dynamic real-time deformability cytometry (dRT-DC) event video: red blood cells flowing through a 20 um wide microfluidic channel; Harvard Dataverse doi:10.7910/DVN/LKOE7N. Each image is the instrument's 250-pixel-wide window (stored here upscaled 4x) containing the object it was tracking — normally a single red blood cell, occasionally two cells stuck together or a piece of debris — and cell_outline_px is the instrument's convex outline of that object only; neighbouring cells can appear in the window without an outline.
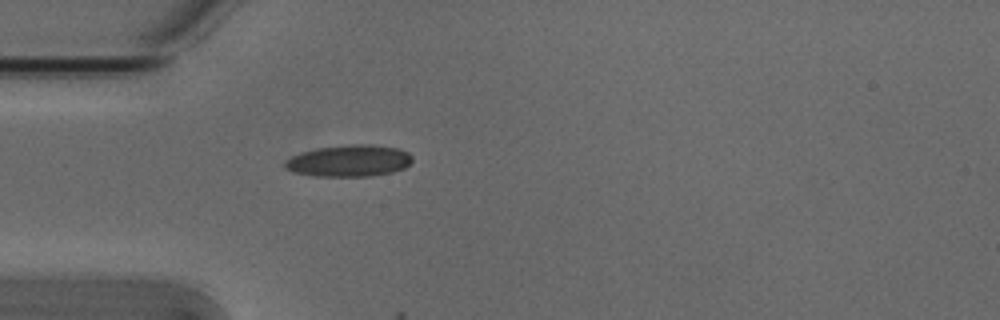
{"species": "Egyptian fruit bat (a non-hibernating species)", "species_latin": "Rousettus aegyptiacus", "temperature_condition": "cold", "stored_images_in_passage": 1, "camera_frame_rate_fps": 3000, "um_per_image_px": 0.085, "animal": {"sex": "male"}, "frame": {"image": 1, "passage_image": 1, "time_ms": 0.0, "image_size_px": [1000, 320], "cell_outline_px": [[412, 160], [404, 168], [392, 172], [368, 176], [312, 176], [292, 172], [284, 168], [284, 160], [300, 152], [316, 148], [348, 144], [372, 144], [400, 148], [408, 152], [412, 156]], "centroid_in_image_um": [29.64, 13.66], "position_along_channel_um": 55.4, "area_um2": 23.81}}